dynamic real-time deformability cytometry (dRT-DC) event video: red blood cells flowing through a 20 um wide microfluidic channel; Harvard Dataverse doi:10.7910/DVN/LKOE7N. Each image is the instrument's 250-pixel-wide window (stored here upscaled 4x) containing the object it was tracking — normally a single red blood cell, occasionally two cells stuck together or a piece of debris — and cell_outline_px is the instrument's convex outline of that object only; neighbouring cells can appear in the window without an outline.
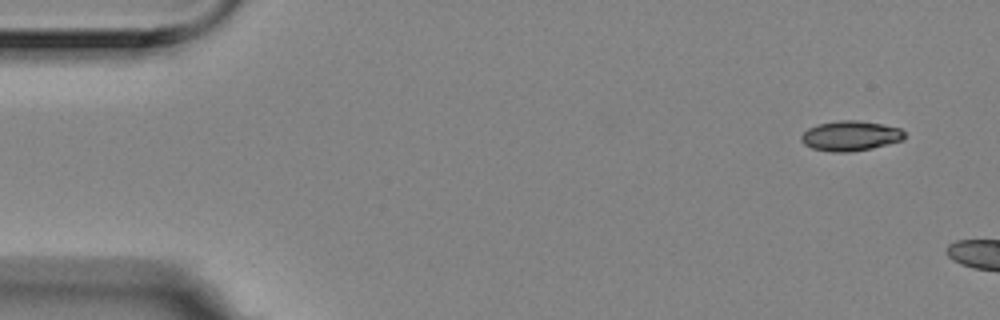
{"species": "Egyptian fruit bat (a non-hibernating species)", "species_latin": "Rousettus aegyptiacus", "temperature_condition": "room temperature", "stored_images_in_passage": 3, "camera_frame_rate_fps": 3000, "um_per_image_px": 0.085, "animal": {"sex": "female"}, "frame": {"image": 1, "passage_image": 1, "time_ms": 0.0, "image_size_px": [1000, 320], "cell_outline_px": [[904, 140], [872, 148], [848, 152], [832, 152], [812, 148], [804, 144], [800, 140], [800, 136], [808, 128], [820, 124], [836, 120], [856, 120], [880, 124], [900, 128], [904, 132]], "centroid_in_image_um": [72.27, 11.55], "position_along_channel_um": 12.7, "area_um2": 17.98}}